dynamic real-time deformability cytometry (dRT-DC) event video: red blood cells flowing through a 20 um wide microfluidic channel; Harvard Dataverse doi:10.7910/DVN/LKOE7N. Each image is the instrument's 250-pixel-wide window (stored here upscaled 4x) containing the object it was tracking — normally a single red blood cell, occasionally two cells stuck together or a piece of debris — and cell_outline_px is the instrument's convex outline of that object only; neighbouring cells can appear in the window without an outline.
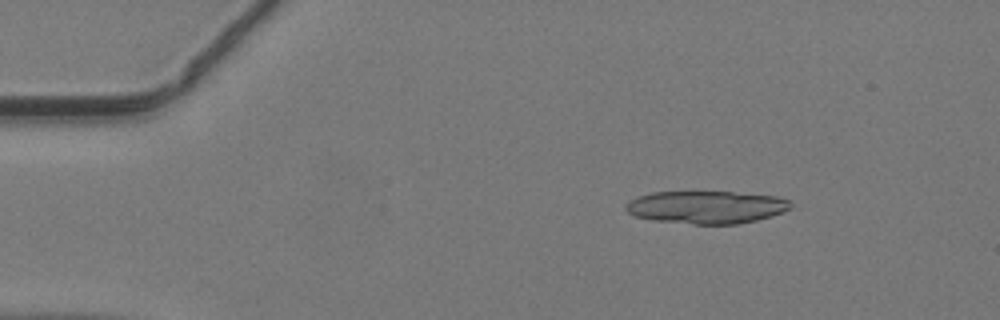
{"species": "common noctule bat (a hibernating species)", "species_latin": "Nyctalus noctula", "temperature_condition": "warm", "stored_images_in_passage": 31, "segment_of_instrument_passage": [1, 2], "camera_frame_rate_fps": 3000, "um_per_image_px": 0.085, "animal": {"sex": "male", "body_mass_g": 19.2, "forearm_length_mm": 51.8}, "frame": {"image": 1, "passage_image": 7, "time_ms": 2.0, "image_size_px": [1000, 320], "cell_outline_px": [[792, 208], [784, 212], [772, 216], [756, 220], [736, 224], [692, 224], [656, 220], [636, 216], [628, 212], [624, 208], [624, 204], [628, 200], [652, 192], [732, 192], [776, 196], [788, 200], [792, 204]], "centroid_in_image_um": [60.05, 17.61], "position_along_channel_um": 24.9, "area_um2": 31.39}}